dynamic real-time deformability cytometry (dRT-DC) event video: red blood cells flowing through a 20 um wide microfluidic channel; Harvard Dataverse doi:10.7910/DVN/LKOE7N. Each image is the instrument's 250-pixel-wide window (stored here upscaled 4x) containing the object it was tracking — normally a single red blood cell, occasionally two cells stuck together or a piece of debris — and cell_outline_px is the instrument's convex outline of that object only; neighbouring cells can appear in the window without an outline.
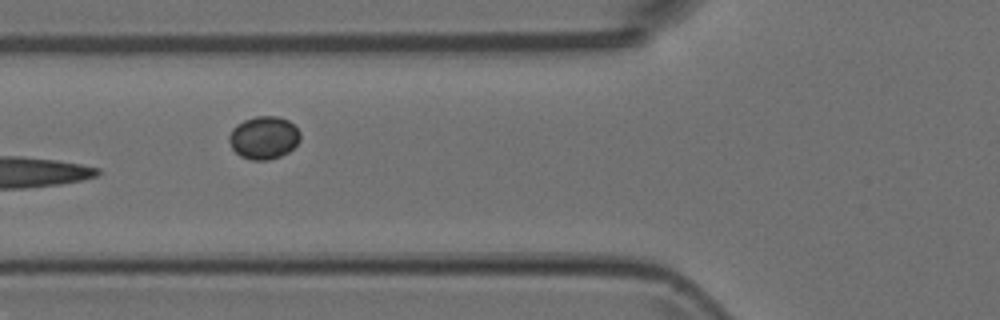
{"species": "Egyptian fruit bat (a non-hibernating species)", "species_latin": "Rousettus aegyptiacus", "temperature_condition": "room temperature", "stored_images_in_passage": 7, "camera_frame_rate_fps": 3000, "um_per_image_px": 0.085, "animal": {"sex": "female"}, "frame": {"image": 1, "passage_image": 5, "time_ms": 1.333, "image_size_px": [1000, 320], "cell_outline_px": [[300, 140], [288, 152], [280, 156], [268, 160], [252, 160], [240, 156], [232, 148], [228, 140], [228, 136], [232, 128], [236, 124], [244, 120], [256, 116], [276, 116], [288, 120], [300, 132]], "centroid_in_image_um": [22.4, 11.7], "position_along_channel_um": 103.4, "area_um2": 17.74}}
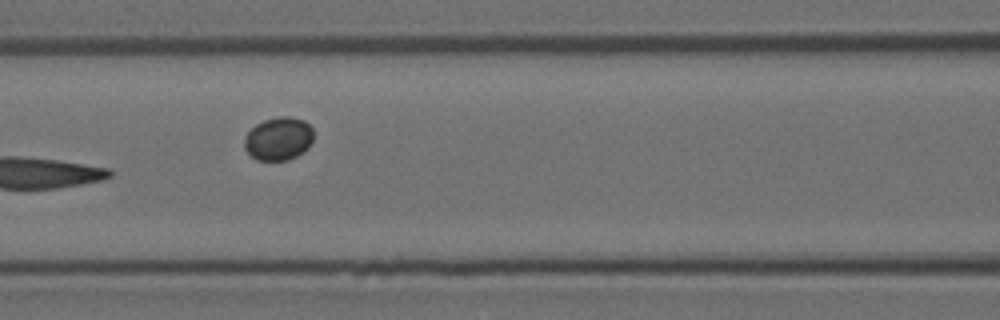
{"frame": {"image": 2, "passage_image": 6, "time_ms": 1.667, "image_size_px": [1000, 320], "cell_outline_px": [[312, 140], [308, 148], [296, 156], [288, 160], [256, 160], [244, 148], [244, 136], [256, 124], [264, 120], [280, 116], [288, 116], [304, 120], [312, 128]], "centroid_in_image_um": [23.66, 11.79], "position_along_channel_um": 142.9, "area_um2": 17.34}}
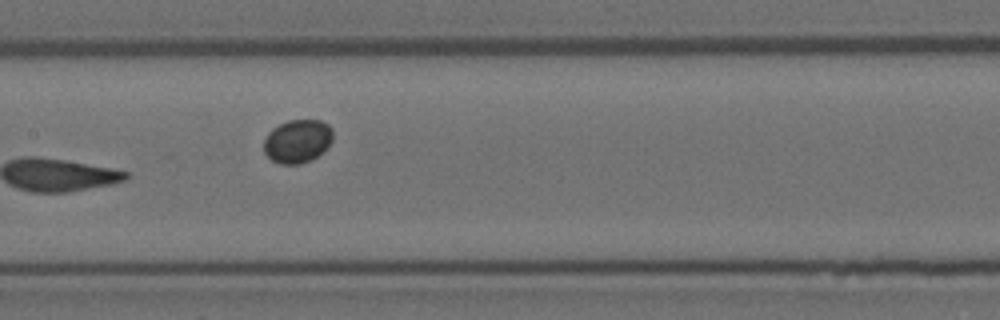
{"frame": {"image": 3, "passage_image": 7, "time_ms": 2.0, "image_size_px": [1000, 320], "cell_outline_px": [[332, 140], [312, 160], [300, 164], [280, 164], [272, 160], [264, 152], [264, 140], [268, 132], [272, 128], [288, 120], [320, 120], [328, 124], [332, 128]], "centroid_in_image_um": [25.26, 11.99], "position_along_channel_um": 182.1, "area_um2": 17.34}}